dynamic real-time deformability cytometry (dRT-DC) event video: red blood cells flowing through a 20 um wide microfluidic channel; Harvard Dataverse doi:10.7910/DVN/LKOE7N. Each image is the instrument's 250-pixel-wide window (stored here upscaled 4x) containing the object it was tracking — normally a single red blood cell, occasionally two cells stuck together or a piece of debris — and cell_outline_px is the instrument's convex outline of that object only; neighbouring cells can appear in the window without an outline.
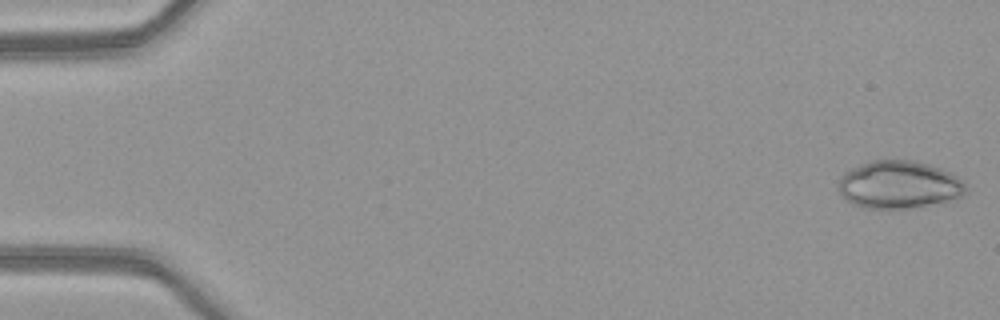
{"species": "common noctule bat (a hibernating species)", "species_latin": "Nyctalus noctula", "temperature_condition": "warm", "stored_images_in_passage": 5, "camera_frame_rate_fps": 3000, "um_per_image_px": 0.085, "animal": {"sex": "female", "body_mass_g": 21.9}, "frame": {"image": 1, "passage_image": 1, "time_ms": 0.0, "image_size_px": [1000, 320], "cell_outline_px": [[968, 192], [964, 196], [908, 208], [864, 208], [852, 204], [840, 192], [840, 176], [844, 172], [852, 168], [872, 160], [916, 160], [940, 168], [956, 176], [968, 188]], "centroid_in_image_um": [76.41, 15.69], "position_along_channel_um": 8.6, "area_um2": 34.97}}